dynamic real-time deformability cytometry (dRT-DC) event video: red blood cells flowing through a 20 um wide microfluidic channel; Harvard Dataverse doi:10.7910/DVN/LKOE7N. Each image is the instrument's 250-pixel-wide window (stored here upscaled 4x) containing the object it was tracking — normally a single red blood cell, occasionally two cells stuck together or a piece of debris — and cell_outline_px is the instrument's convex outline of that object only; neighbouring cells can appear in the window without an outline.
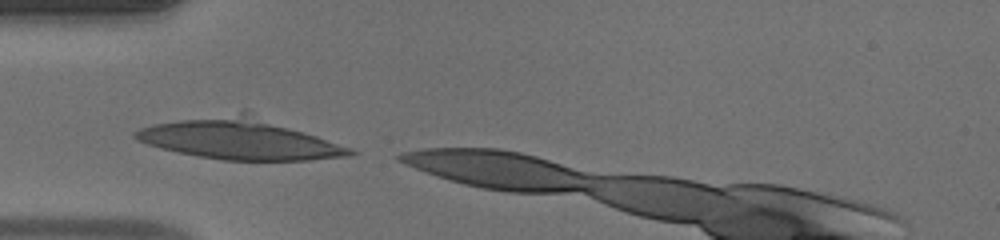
{"species": "human", "species_latin": "Homo sapiens", "temperature_condition": "warm", "stored_images_in_passage": 4, "camera_frame_rate_fps": 3000, "um_per_image_px": 0.085, "donor": {"sex": "male"}, "frame": {"image": 1, "passage_image": 1, "time_ms": 0.0, "image_size_px": [1000, 240], "cell_outline_px": [[360, 152], [348, 156], [308, 160], [224, 160], [196, 156], [160, 148], [136, 140], [132, 136], [132, 132], [140, 128], [156, 124], [244, 108], [248, 108], [352, 148]], "centroid_in_image_um": [20.45, 11.75], "position_along_channel_um": 64.5, "area_um2": 52.77}}